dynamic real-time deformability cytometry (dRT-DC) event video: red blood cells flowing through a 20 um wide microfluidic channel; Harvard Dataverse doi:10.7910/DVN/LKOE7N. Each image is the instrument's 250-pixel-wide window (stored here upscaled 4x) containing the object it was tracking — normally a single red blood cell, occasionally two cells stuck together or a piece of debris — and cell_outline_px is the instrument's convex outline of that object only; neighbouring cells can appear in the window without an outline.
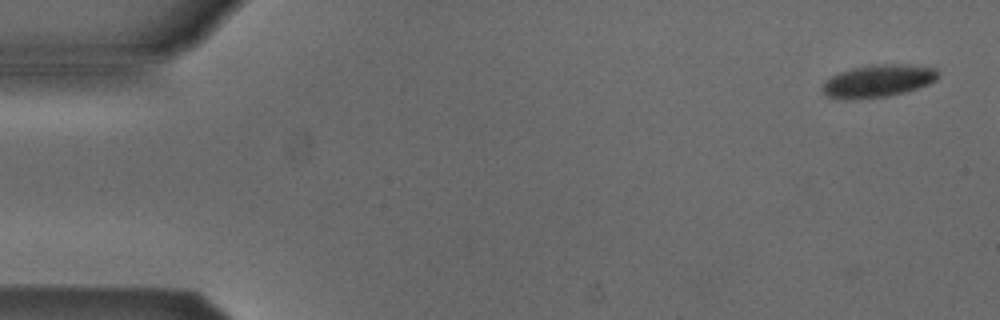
{"species": "Egyptian fruit bat (a non-hibernating species)", "species_latin": "Rousettus aegyptiacus", "temperature_condition": "cold", "stored_images_in_passage": 3, "camera_frame_rate_fps": 3000, "um_per_image_px": 0.085, "animal": {"sex": "male"}, "frame": {"image": 1, "passage_image": 1, "time_ms": 0.0, "image_size_px": [1000, 320], "cell_outline_px": [[936, 80], [928, 84], [904, 92], [888, 96], [828, 96], [820, 88], [824, 80], [840, 72], [852, 68], [872, 64], [908, 64], [936, 68]], "centroid_in_image_um": [74.67, 6.82], "position_along_channel_um": 10.3, "area_um2": 20.98}}